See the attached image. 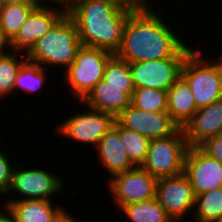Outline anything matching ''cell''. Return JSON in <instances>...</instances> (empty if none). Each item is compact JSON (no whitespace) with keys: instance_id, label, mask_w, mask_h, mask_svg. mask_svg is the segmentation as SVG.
<instances>
[{"instance_id":"cell-37","label":"cell","mask_w":222,"mask_h":222,"mask_svg":"<svg viewBox=\"0 0 222 222\" xmlns=\"http://www.w3.org/2000/svg\"><path fill=\"white\" fill-rule=\"evenodd\" d=\"M221 54V55H219ZM219 54H216L222 60V53L219 51Z\"/></svg>"},{"instance_id":"cell-20","label":"cell","mask_w":222,"mask_h":222,"mask_svg":"<svg viewBox=\"0 0 222 222\" xmlns=\"http://www.w3.org/2000/svg\"><path fill=\"white\" fill-rule=\"evenodd\" d=\"M49 72L53 71H48V69H45L41 65L26 60L17 72L14 82V94H17L16 91L20 93L18 90L29 95H36L38 92L43 93L42 90L45 89L44 87L48 83L47 79L57 78L47 76Z\"/></svg>"},{"instance_id":"cell-19","label":"cell","mask_w":222,"mask_h":222,"mask_svg":"<svg viewBox=\"0 0 222 222\" xmlns=\"http://www.w3.org/2000/svg\"><path fill=\"white\" fill-rule=\"evenodd\" d=\"M0 202L8 207L17 222H52L56 214L65 206L59 203L60 201L41 199Z\"/></svg>"},{"instance_id":"cell-7","label":"cell","mask_w":222,"mask_h":222,"mask_svg":"<svg viewBox=\"0 0 222 222\" xmlns=\"http://www.w3.org/2000/svg\"><path fill=\"white\" fill-rule=\"evenodd\" d=\"M80 109L70 112L63 122L54 126V134L63 136L65 139H71L74 144L89 145L86 148L94 149L97 147L99 140L114 126L116 117L110 113L97 111L83 106L79 101ZM85 107V110H84ZM81 110V111H80ZM83 110V111H82Z\"/></svg>"},{"instance_id":"cell-6","label":"cell","mask_w":222,"mask_h":222,"mask_svg":"<svg viewBox=\"0 0 222 222\" xmlns=\"http://www.w3.org/2000/svg\"><path fill=\"white\" fill-rule=\"evenodd\" d=\"M114 55L101 48L84 45L79 48L74 62L60 74L63 76L62 80H58L65 82L60 85L67 87L65 90L68 89L69 97L76 100L75 105L103 79L105 67Z\"/></svg>"},{"instance_id":"cell-21","label":"cell","mask_w":222,"mask_h":222,"mask_svg":"<svg viewBox=\"0 0 222 222\" xmlns=\"http://www.w3.org/2000/svg\"><path fill=\"white\" fill-rule=\"evenodd\" d=\"M119 212L129 222H175L155 198L125 205Z\"/></svg>"},{"instance_id":"cell-17","label":"cell","mask_w":222,"mask_h":222,"mask_svg":"<svg viewBox=\"0 0 222 222\" xmlns=\"http://www.w3.org/2000/svg\"><path fill=\"white\" fill-rule=\"evenodd\" d=\"M94 150L97 162H100L103 170L110 176L108 179L136 167L127 156L119 132L114 127L99 140Z\"/></svg>"},{"instance_id":"cell-11","label":"cell","mask_w":222,"mask_h":222,"mask_svg":"<svg viewBox=\"0 0 222 222\" xmlns=\"http://www.w3.org/2000/svg\"><path fill=\"white\" fill-rule=\"evenodd\" d=\"M186 58H166L129 63L134 88L167 91L181 76Z\"/></svg>"},{"instance_id":"cell-33","label":"cell","mask_w":222,"mask_h":222,"mask_svg":"<svg viewBox=\"0 0 222 222\" xmlns=\"http://www.w3.org/2000/svg\"><path fill=\"white\" fill-rule=\"evenodd\" d=\"M0 222H17L13 213L3 204L0 206Z\"/></svg>"},{"instance_id":"cell-16","label":"cell","mask_w":222,"mask_h":222,"mask_svg":"<svg viewBox=\"0 0 222 222\" xmlns=\"http://www.w3.org/2000/svg\"><path fill=\"white\" fill-rule=\"evenodd\" d=\"M134 87L110 86L105 80L96 86L82 100L88 108L110 113L117 117L131 104Z\"/></svg>"},{"instance_id":"cell-32","label":"cell","mask_w":222,"mask_h":222,"mask_svg":"<svg viewBox=\"0 0 222 222\" xmlns=\"http://www.w3.org/2000/svg\"><path fill=\"white\" fill-rule=\"evenodd\" d=\"M75 213L73 214L71 209L68 208L67 203L66 206H64L54 217L52 222H79L77 219V216L79 217V215H75ZM82 222V221H80Z\"/></svg>"},{"instance_id":"cell-29","label":"cell","mask_w":222,"mask_h":222,"mask_svg":"<svg viewBox=\"0 0 222 222\" xmlns=\"http://www.w3.org/2000/svg\"><path fill=\"white\" fill-rule=\"evenodd\" d=\"M199 148L208 156L217 159L222 164V133L207 139Z\"/></svg>"},{"instance_id":"cell-9","label":"cell","mask_w":222,"mask_h":222,"mask_svg":"<svg viewBox=\"0 0 222 222\" xmlns=\"http://www.w3.org/2000/svg\"><path fill=\"white\" fill-rule=\"evenodd\" d=\"M157 178L141 166L113 176L107 183L108 191L119 211L123 206L155 198Z\"/></svg>"},{"instance_id":"cell-14","label":"cell","mask_w":222,"mask_h":222,"mask_svg":"<svg viewBox=\"0 0 222 222\" xmlns=\"http://www.w3.org/2000/svg\"><path fill=\"white\" fill-rule=\"evenodd\" d=\"M64 14L65 12L57 7H36L9 41L10 49L26 54Z\"/></svg>"},{"instance_id":"cell-23","label":"cell","mask_w":222,"mask_h":222,"mask_svg":"<svg viewBox=\"0 0 222 222\" xmlns=\"http://www.w3.org/2000/svg\"><path fill=\"white\" fill-rule=\"evenodd\" d=\"M26 60L25 53L11 49L0 54V101L3 102V99L14 96L16 75Z\"/></svg>"},{"instance_id":"cell-15","label":"cell","mask_w":222,"mask_h":222,"mask_svg":"<svg viewBox=\"0 0 222 222\" xmlns=\"http://www.w3.org/2000/svg\"><path fill=\"white\" fill-rule=\"evenodd\" d=\"M188 147H199L207 139L222 133V99L198 108L183 128Z\"/></svg>"},{"instance_id":"cell-27","label":"cell","mask_w":222,"mask_h":222,"mask_svg":"<svg viewBox=\"0 0 222 222\" xmlns=\"http://www.w3.org/2000/svg\"><path fill=\"white\" fill-rule=\"evenodd\" d=\"M103 80L115 87H134L129 63L114 55L107 63Z\"/></svg>"},{"instance_id":"cell-13","label":"cell","mask_w":222,"mask_h":222,"mask_svg":"<svg viewBox=\"0 0 222 222\" xmlns=\"http://www.w3.org/2000/svg\"><path fill=\"white\" fill-rule=\"evenodd\" d=\"M116 121L150 140L171 136L179 129L167 112H146L132 104L116 117Z\"/></svg>"},{"instance_id":"cell-34","label":"cell","mask_w":222,"mask_h":222,"mask_svg":"<svg viewBox=\"0 0 222 222\" xmlns=\"http://www.w3.org/2000/svg\"><path fill=\"white\" fill-rule=\"evenodd\" d=\"M10 50L9 40L4 36L2 28L0 26V54Z\"/></svg>"},{"instance_id":"cell-2","label":"cell","mask_w":222,"mask_h":222,"mask_svg":"<svg viewBox=\"0 0 222 222\" xmlns=\"http://www.w3.org/2000/svg\"><path fill=\"white\" fill-rule=\"evenodd\" d=\"M132 11L114 0H80L67 14L76 23L82 45L115 54L121 47L124 25Z\"/></svg>"},{"instance_id":"cell-30","label":"cell","mask_w":222,"mask_h":222,"mask_svg":"<svg viewBox=\"0 0 222 222\" xmlns=\"http://www.w3.org/2000/svg\"><path fill=\"white\" fill-rule=\"evenodd\" d=\"M114 1L132 10H146V9L154 8V6L151 3H153L154 1L157 2V0H151V1L150 0H114Z\"/></svg>"},{"instance_id":"cell-22","label":"cell","mask_w":222,"mask_h":222,"mask_svg":"<svg viewBox=\"0 0 222 222\" xmlns=\"http://www.w3.org/2000/svg\"><path fill=\"white\" fill-rule=\"evenodd\" d=\"M222 220V187L195 196L190 222H220Z\"/></svg>"},{"instance_id":"cell-35","label":"cell","mask_w":222,"mask_h":222,"mask_svg":"<svg viewBox=\"0 0 222 222\" xmlns=\"http://www.w3.org/2000/svg\"><path fill=\"white\" fill-rule=\"evenodd\" d=\"M3 5L7 4H38V0H0Z\"/></svg>"},{"instance_id":"cell-4","label":"cell","mask_w":222,"mask_h":222,"mask_svg":"<svg viewBox=\"0 0 222 222\" xmlns=\"http://www.w3.org/2000/svg\"><path fill=\"white\" fill-rule=\"evenodd\" d=\"M205 56L203 48L195 47L187 55L181 70L197 108L222 99V60L218 56Z\"/></svg>"},{"instance_id":"cell-3","label":"cell","mask_w":222,"mask_h":222,"mask_svg":"<svg viewBox=\"0 0 222 222\" xmlns=\"http://www.w3.org/2000/svg\"><path fill=\"white\" fill-rule=\"evenodd\" d=\"M81 46L76 23L65 13L48 33L32 46L26 53V58L45 69L54 68V74L57 75V67L59 74L66 70L74 62Z\"/></svg>"},{"instance_id":"cell-12","label":"cell","mask_w":222,"mask_h":222,"mask_svg":"<svg viewBox=\"0 0 222 222\" xmlns=\"http://www.w3.org/2000/svg\"><path fill=\"white\" fill-rule=\"evenodd\" d=\"M184 174L194 195L222 187V164L199 147H189L184 159Z\"/></svg>"},{"instance_id":"cell-18","label":"cell","mask_w":222,"mask_h":222,"mask_svg":"<svg viewBox=\"0 0 222 222\" xmlns=\"http://www.w3.org/2000/svg\"><path fill=\"white\" fill-rule=\"evenodd\" d=\"M197 110L191 88L180 76L167 90V113L179 128H184Z\"/></svg>"},{"instance_id":"cell-24","label":"cell","mask_w":222,"mask_h":222,"mask_svg":"<svg viewBox=\"0 0 222 222\" xmlns=\"http://www.w3.org/2000/svg\"><path fill=\"white\" fill-rule=\"evenodd\" d=\"M113 127L119 132L121 143L132 163L135 166H142L147 158L151 140L133 130L122 127L117 121Z\"/></svg>"},{"instance_id":"cell-25","label":"cell","mask_w":222,"mask_h":222,"mask_svg":"<svg viewBox=\"0 0 222 222\" xmlns=\"http://www.w3.org/2000/svg\"><path fill=\"white\" fill-rule=\"evenodd\" d=\"M39 4H7L0 15V26L4 36L10 41L27 20L29 14Z\"/></svg>"},{"instance_id":"cell-1","label":"cell","mask_w":222,"mask_h":222,"mask_svg":"<svg viewBox=\"0 0 222 222\" xmlns=\"http://www.w3.org/2000/svg\"><path fill=\"white\" fill-rule=\"evenodd\" d=\"M158 1L156 8L133 10L128 15L123 29L121 47L115 53L121 60L135 63L166 58H186L195 48V45L189 44L188 37L186 39L188 41L183 40L185 39L184 31L181 35V30L177 28V25L173 26L174 20L164 17L167 16V12L164 11L166 7L164 3L163 7L159 6L161 2ZM168 21L173 22V25Z\"/></svg>"},{"instance_id":"cell-28","label":"cell","mask_w":222,"mask_h":222,"mask_svg":"<svg viewBox=\"0 0 222 222\" xmlns=\"http://www.w3.org/2000/svg\"><path fill=\"white\" fill-rule=\"evenodd\" d=\"M3 139L0 135V199L3 200L12 183V176H13V169L16 165L15 159L11 160L12 158L8 152H4V149L1 147H5L7 145H3ZM13 161V163H12ZM15 162V164H14ZM12 163V164H11ZM3 198V199H2Z\"/></svg>"},{"instance_id":"cell-38","label":"cell","mask_w":222,"mask_h":222,"mask_svg":"<svg viewBox=\"0 0 222 222\" xmlns=\"http://www.w3.org/2000/svg\"><path fill=\"white\" fill-rule=\"evenodd\" d=\"M78 1H80V0H73V5H74L75 3H77Z\"/></svg>"},{"instance_id":"cell-5","label":"cell","mask_w":222,"mask_h":222,"mask_svg":"<svg viewBox=\"0 0 222 222\" xmlns=\"http://www.w3.org/2000/svg\"><path fill=\"white\" fill-rule=\"evenodd\" d=\"M16 164L13 169L10 189L4 198L5 201L28 199H55L57 201V196L64 193L65 189L67 190L66 185L69 186V184H66V179L61 176L62 174L58 175L57 171L52 172L50 167L44 169L42 166L37 165H34V167L27 166V163H24V165L22 162L20 164L17 162Z\"/></svg>"},{"instance_id":"cell-31","label":"cell","mask_w":222,"mask_h":222,"mask_svg":"<svg viewBox=\"0 0 222 222\" xmlns=\"http://www.w3.org/2000/svg\"><path fill=\"white\" fill-rule=\"evenodd\" d=\"M38 4L39 6L57 7L67 13L73 7V0H38Z\"/></svg>"},{"instance_id":"cell-26","label":"cell","mask_w":222,"mask_h":222,"mask_svg":"<svg viewBox=\"0 0 222 222\" xmlns=\"http://www.w3.org/2000/svg\"><path fill=\"white\" fill-rule=\"evenodd\" d=\"M131 104L146 112H167V91L154 88H135Z\"/></svg>"},{"instance_id":"cell-36","label":"cell","mask_w":222,"mask_h":222,"mask_svg":"<svg viewBox=\"0 0 222 222\" xmlns=\"http://www.w3.org/2000/svg\"><path fill=\"white\" fill-rule=\"evenodd\" d=\"M3 6H4V5L0 2V15H1V13H2Z\"/></svg>"},{"instance_id":"cell-10","label":"cell","mask_w":222,"mask_h":222,"mask_svg":"<svg viewBox=\"0 0 222 222\" xmlns=\"http://www.w3.org/2000/svg\"><path fill=\"white\" fill-rule=\"evenodd\" d=\"M155 199L175 222L191 221L195 195L188 177L182 173L173 177L158 178Z\"/></svg>"},{"instance_id":"cell-8","label":"cell","mask_w":222,"mask_h":222,"mask_svg":"<svg viewBox=\"0 0 222 222\" xmlns=\"http://www.w3.org/2000/svg\"><path fill=\"white\" fill-rule=\"evenodd\" d=\"M183 128L164 138L152 139L142 168L155 178L173 177L184 173L188 150Z\"/></svg>"}]
</instances>
